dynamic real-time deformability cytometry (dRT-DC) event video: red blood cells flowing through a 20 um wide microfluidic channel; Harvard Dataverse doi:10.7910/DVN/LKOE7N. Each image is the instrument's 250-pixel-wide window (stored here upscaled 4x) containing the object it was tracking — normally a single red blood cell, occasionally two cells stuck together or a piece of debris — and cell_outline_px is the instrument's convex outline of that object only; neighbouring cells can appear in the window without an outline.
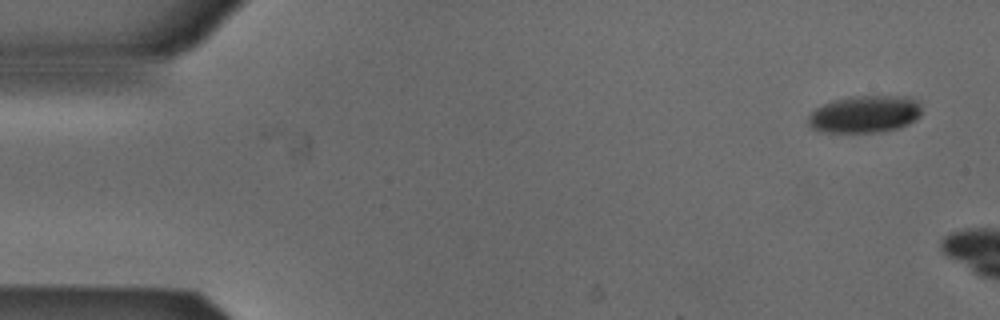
{"species": "Egyptian fruit bat (a non-hibernating species)", "species_latin": "Rousettus aegyptiacus", "temperature_condition": "cold", "stored_images_in_passage": 5, "camera_frame_rate_fps": 3000, "um_per_image_px": 0.085, "animal": {"sex": "male"}, "frame": {"image": 1, "passage_image": 1, "time_ms": 0.0, "image_size_px": [1000, 320], "cell_outline_px": [[920, 116], [916, 120], [900, 128], [876, 132], [824, 132], [812, 128], [808, 124], [808, 116], [816, 108], [824, 104], [848, 96], [908, 96], [916, 100], [920, 104]], "centroid_in_image_um": [73.53, 9.7], "position_along_channel_um": 11.5, "area_um2": 24.62}}